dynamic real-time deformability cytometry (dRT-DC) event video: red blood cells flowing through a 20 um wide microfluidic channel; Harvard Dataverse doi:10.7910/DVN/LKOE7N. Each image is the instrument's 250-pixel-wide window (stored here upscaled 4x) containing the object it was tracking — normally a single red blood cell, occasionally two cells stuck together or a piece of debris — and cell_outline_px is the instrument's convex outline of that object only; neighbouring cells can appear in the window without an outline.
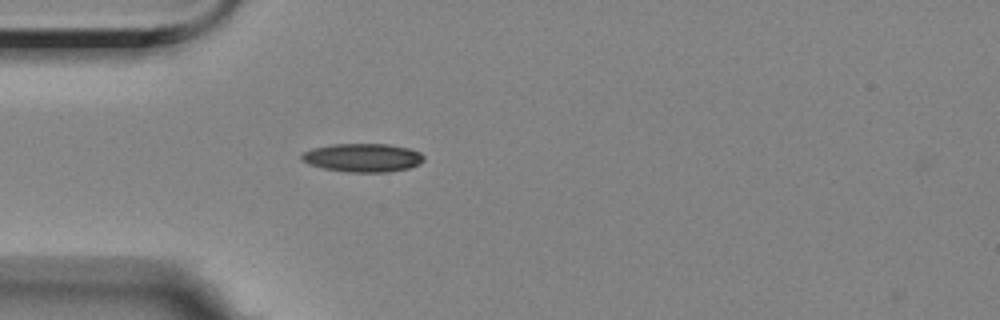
{"species": "Egyptian fruit bat (a non-hibernating species)", "species_latin": "Rousettus aegyptiacus", "temperature_condition": "room temperature", "stored_images_in_passage": 2, "camera_frame_rate_fps": 3000, "um_per_image_px": 0.085, "animal": {"sex": "female"}, "frame": {"image": 1, "passage_image": 1, "time_ms": 0.0, "image_size_px": [1000, 320], "cell_outline_px": [[424, 160], [420, 164], [408, 168], [388, 172], [344, 172], [324, 168], [308, 164], [300, 160], [300, 152], [312, 148], [332, 144], [388, 144], [408, 148], [420, 152], [424, 156]], "centroid_in_image_um": [30.79, 13.4], "position_along_channel_um": 54.2, "area_um2": 20.52}}